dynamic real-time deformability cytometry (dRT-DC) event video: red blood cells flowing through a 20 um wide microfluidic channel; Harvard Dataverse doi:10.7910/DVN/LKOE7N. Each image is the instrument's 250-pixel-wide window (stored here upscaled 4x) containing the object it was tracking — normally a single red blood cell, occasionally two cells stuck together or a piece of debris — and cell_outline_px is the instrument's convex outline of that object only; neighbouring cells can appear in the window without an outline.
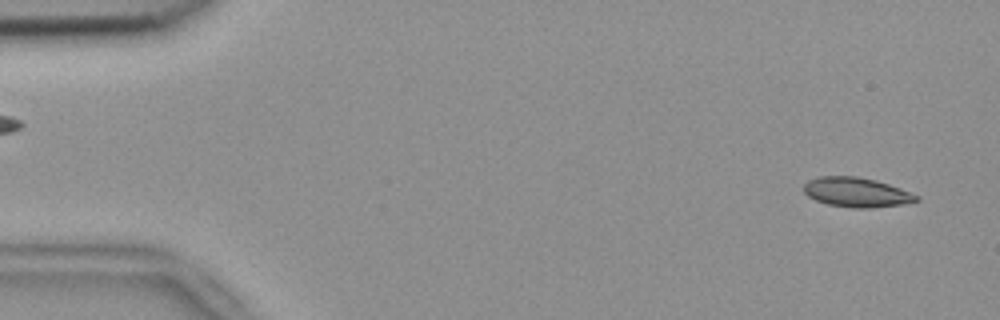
{"species": "common noctule bat (a hibernating species)", "species_latin": "Nyctalus noctula", "temperature_condition": "room temperature", "stored_images_in_passage": 52, "camera_frame_rate_fps": 3000, "um_per_image_px": 0.085, "animal": {"sex": "female", "body_mass_g": 18.4}, "frame": {"image": 1, "passage_image": 1, "time_ms": 0.0, "image_size_px": [1000, 320], "cell_outline_px": [[920, 200], [900, 204], [868, 208], [856, 208], [828, 204], [816, 200], [808, 196], [804, 192], [804, 184], [808, 180], [820, 176], [856, 176], [876, 180], [900, 188], [920, 196]], "centroid_in_image_um": [72.79, 16.33], "position_along_channel_um": 12.2, "area_um2": 19.25}}
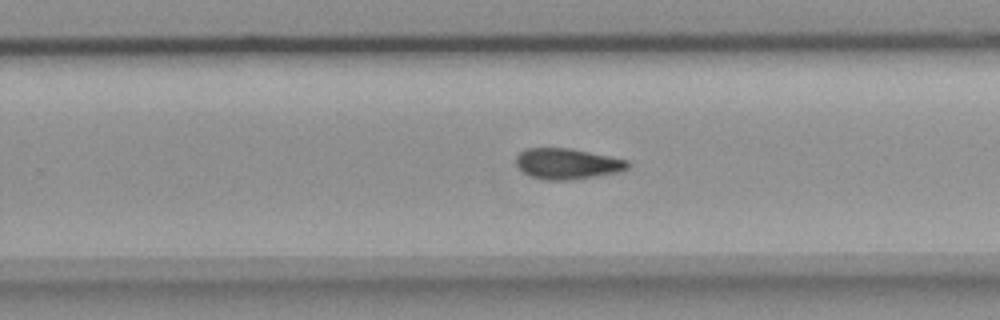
{"frame": {"image": 2, "passage_image": 32, "time_ms": 10.333, "image_size_px": [1000, 320], "cell_outline_px": [[632, 164], [624, 172], [572, 180], [548, 180], [532, 176], [524, 172], [516, 164], [516, 156], [520, 152], [528, 148], [568, 148], [628, 160]], "centroid_in_image_um": [48.28, 13.93], "position_along_channel_um": 281.5, "area_um2": 20.06}}
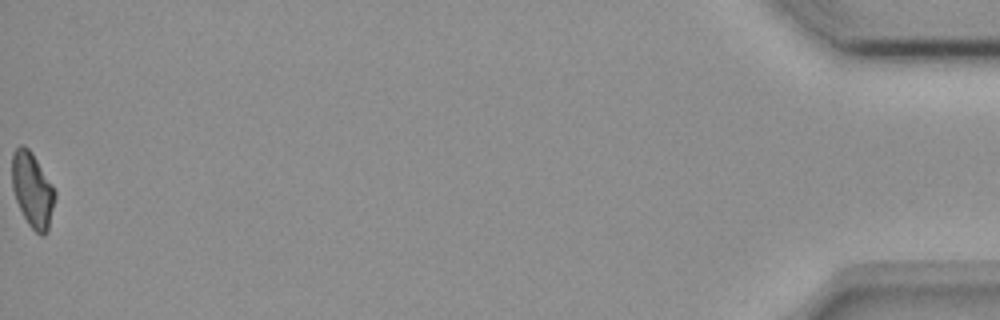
{"frame": {"image": 3, "passage_image": 52, "time_ms": 17.0, "image_size_px": [1000, 320], "cell_outline_px": [[56, 196], [48, 232], [44, 236], [40, 236], [28, 224], [16, 200], [12, 188], [12, 152], [20, 144], [24, 144], [32, 152], [52, 184], [56, 192]], "centroid_in_image_um": [2.76, 16.14], "position_along_channel_um": 432.4, "area_um2": 18.9}, "authors_computed_cell_mechanics": {"area_um2": 19.7676, "velocity_mm_per_s": 3.7716, "shape_relaxation_time_tau1_ms": null, "shape_relaxation_time_tau2_ms": 5.429, "deformation_change_tau1": null, "deformation_change_tau2": 0.082}}